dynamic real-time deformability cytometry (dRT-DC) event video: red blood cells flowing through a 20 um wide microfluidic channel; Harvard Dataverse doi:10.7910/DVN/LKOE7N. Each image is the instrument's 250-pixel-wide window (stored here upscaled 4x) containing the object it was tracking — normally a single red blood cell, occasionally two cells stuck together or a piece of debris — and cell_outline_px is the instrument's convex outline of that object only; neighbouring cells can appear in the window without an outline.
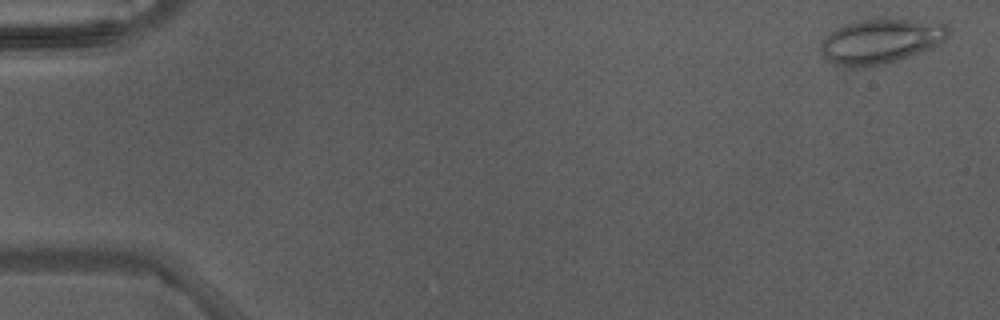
{"species": "Egyptian fruit bat (a non-hibernating species)", "species_latin": "Rousettus aegyptiacus", "temperature_condition": "warm", "stored_images_in_passage": 5, "camera_frame_rate_fps": 3000, "um_per_image_px": 0.085, "animal": {"sex": "male"}, "frame": {"image": 1, "passage_image": 1, "time_ms": 0.0, "image_size_px": [1000, 320], "cell_outline_px": [[952, 32], [940, 44], [932, 48], [896, 60], [868, 68], [852, 68], [832, 64], [824, 56], [820, 48], [820, 44], [828, 32], [852, 20], [872, 16], [912, 20], [944, 24]], "centroid_in_image_um": [74.81, 3.48], "position_along_channel_um": 10.2, "area_um2": 34.1}}